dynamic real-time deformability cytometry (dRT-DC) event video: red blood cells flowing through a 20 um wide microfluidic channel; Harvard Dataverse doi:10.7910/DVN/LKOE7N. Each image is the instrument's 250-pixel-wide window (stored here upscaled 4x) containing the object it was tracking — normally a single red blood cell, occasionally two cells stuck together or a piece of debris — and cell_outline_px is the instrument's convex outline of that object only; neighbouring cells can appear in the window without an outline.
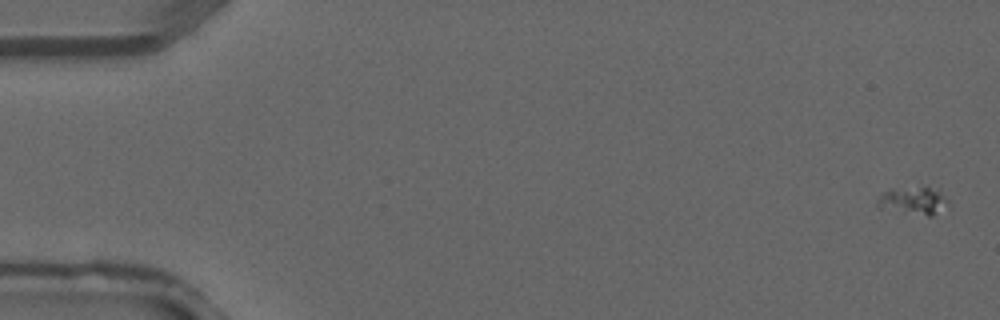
{"species": "common noctule bat (a hibernating species)", "species_latin": "Nyctalus noctula", "temperature_condition": "warm", "stored_images_in_passage": 4, "camera_frame_rate_fps": 3000, "um_per_image_px": 0.085, "animal": {"sex": "male", "forearm_length_mm": 52.5}, "frame": {"image": 1, "passage_image": 1, "time_ms": 0.0, "image_size_px": [1000, 320], "cell_outline_px": [[948, 204], [932, 216], [928, 216], [876, 208], [876, 200], [884, 192], [892, 188], [940, 188], [948, 200]], "centroid_in_image_um": [77.62, 17.06], "position_along_channel_um": 7.4, "area_um2": 11.44}}